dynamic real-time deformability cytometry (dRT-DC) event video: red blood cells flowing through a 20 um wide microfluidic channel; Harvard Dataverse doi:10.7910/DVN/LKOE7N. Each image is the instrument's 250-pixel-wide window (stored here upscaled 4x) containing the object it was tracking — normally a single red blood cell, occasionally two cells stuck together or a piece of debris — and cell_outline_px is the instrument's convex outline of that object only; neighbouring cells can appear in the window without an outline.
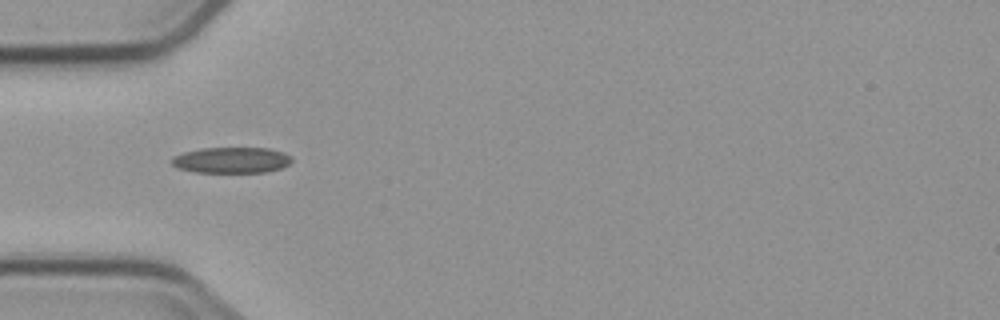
{"species": "common noctule bat (a hibernating species)", "species_latin": "Nyctalus noctula", "temperature_condition": "cold", "stored_images_in_passage": 9, "camera_frame_rate_fps": 3000, "um_per_image_px": 0.085, "animal": {"sex": "male", "body_mass_g": 23.1, "forearm_length_mm": 52.7}, "frame": {"image": 1, "passage_image": 4, "time_ms": 4.667, "image_size_px": [1000, 320], "cell_outline_px": [[292, 160], [288, 164], [280, 168], [264, 172], [196, 172], [176, 168], [172, 164], [172, 156], [184, 152], [200, 148], [268, 148], [284, 152], [292, 156]], "centroid_in_image_um": [19.66, 13.6], "position_along_channel_um": 65.3, "area_um2": 18.15}}
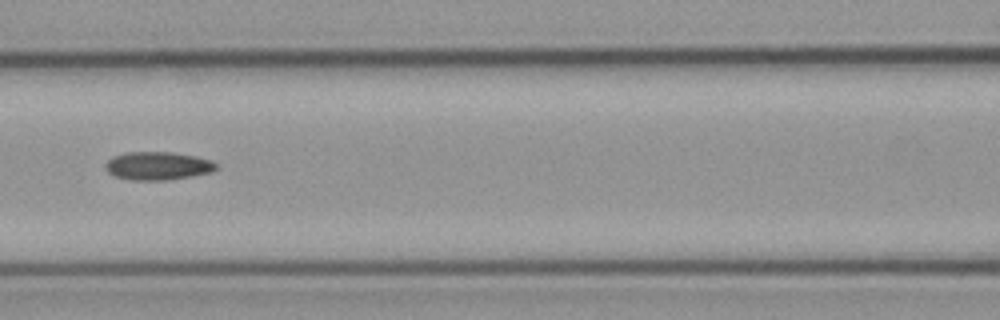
{"frame": {"image": 2, "passage_image": 6, "time_ms": 7.0, "image_size_px": [1000, 320], "cell_outline_px": [[216, 168], [212, 172], [192, 176], [168, 180], [132, 180], [116, 176], [108, 172], [104, 168], [104, 164], [112, 156], [128, 152], [172, 152], [212, 160], [216, 164]], "centroid_in_image_um": [13.38, 14.1], "position_along_channel_um": 153.2, "area_um2": 18.15}}
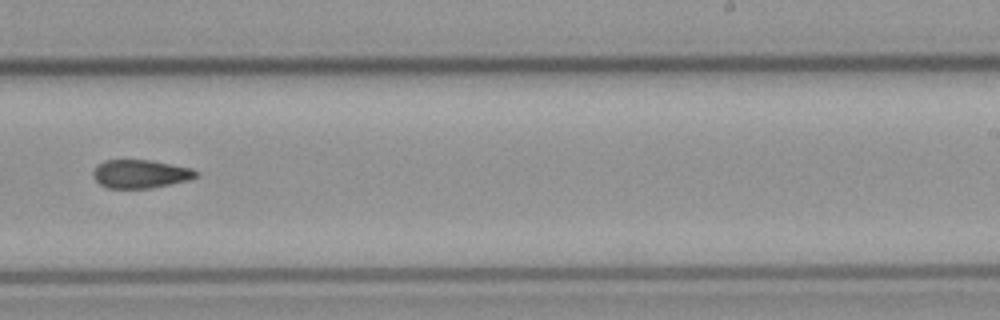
{"frame": {"image": 3, "passage_image": 9, "time_ms": 10.333, "image_size_px": [1000, 320], "cell_outline_px": [[200, 176], [188, 180], [152, 188], [108, 188], [100, 184], [92, 176], [92, 172], [96, 164], [104, 160], [148, 160], [192, 168], [200, 172]], "centroid_in_image_um": [11.93, 14.78], "position_along_channel_um": 277.1, "area_um2": 17.17}}